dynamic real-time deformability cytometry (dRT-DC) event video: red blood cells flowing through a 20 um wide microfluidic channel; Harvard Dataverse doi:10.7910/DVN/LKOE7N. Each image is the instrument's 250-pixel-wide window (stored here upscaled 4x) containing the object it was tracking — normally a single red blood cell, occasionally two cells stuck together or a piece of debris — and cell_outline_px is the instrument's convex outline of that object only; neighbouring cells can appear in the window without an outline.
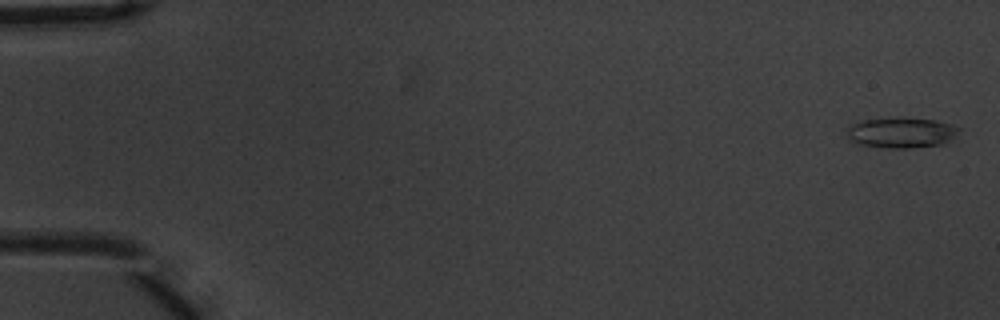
{"species": "common noctule bat (a hibernating species)", "species_latin": "Nyctalus noctula", "temperature_condition": "warm", "stored_images_in_passage": 7, "camera_frame_rate_fps": 3000, "um_per_image_px": 0.085, "animal": {"sex": "male", "body_mass_g": 20.1, "forearm_length_mm": 53.5}, "frame": {"image": 1, "passage_image": 1, "time_ms": 0.0, "image_size_px": [1000, 320], "cell_outline_px": [[960, 128], [944, 144], [912, 148], [880, 148], [860, 144], [852, 140], [848, 136], [848, 128], [852, 124], [860, 120], [896, 116], [936, 120], [952, 124]], "centroid_in_image_um": [76.59, 11.25], "position_along_channel_um": 8.4, "area_um2": 20.11}}
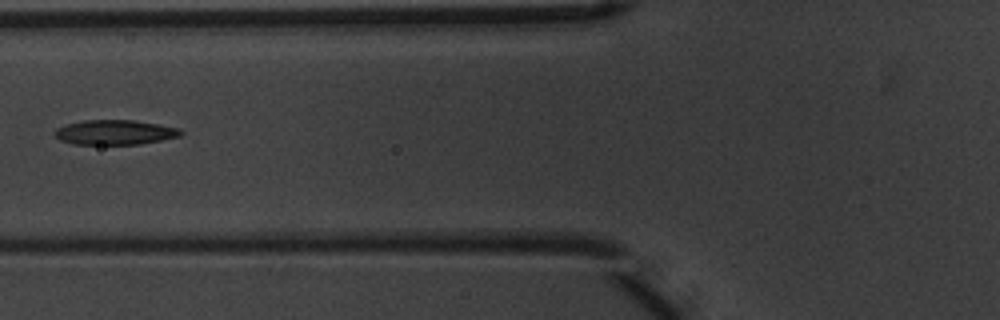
{"frame": {"image": 2, "passage_image": 7, "time_ms": 2.0, "image_size_px": [1000, 320], "cell_outline_px": [[184, 132], [180, 136], [140, 144], [72, 144], [60, 140], [52, 132], [56, 128], [68, 124], [84, 120], [132, 120], [180, 128]], "centroid_in_image_um": [9.75, 11.25], "position_along_channel_um": 116.1, "area_um2": 18.09}}